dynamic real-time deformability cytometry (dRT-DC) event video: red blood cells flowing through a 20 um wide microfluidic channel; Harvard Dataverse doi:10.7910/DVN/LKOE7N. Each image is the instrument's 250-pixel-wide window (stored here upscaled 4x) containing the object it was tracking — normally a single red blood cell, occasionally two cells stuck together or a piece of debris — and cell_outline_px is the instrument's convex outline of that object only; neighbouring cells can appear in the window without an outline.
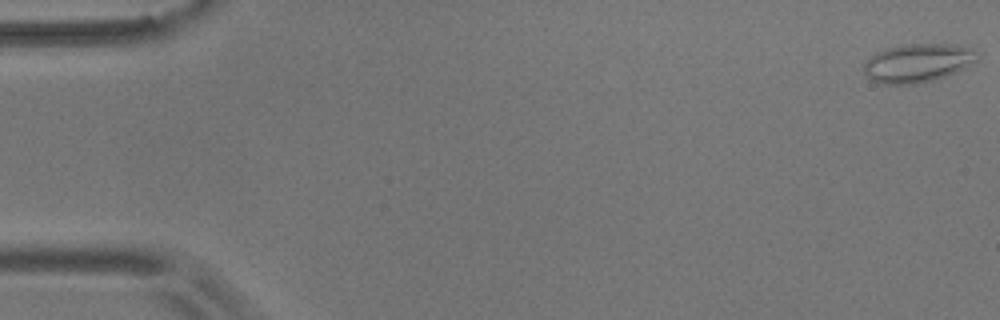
{"species": "common noctule bat (a hibernating species)", "species_latin": "Nyctalus noctula", "temperature_condition": "room temperature", "stored_images_in_passage": 12, "camera_frame_rate_fps": 3000, "um_per_image_px": 0.085, "animal": {"sex": "male", "body_mass_g": 17.9}, "frame": {"image": 1, "passage_image": 1, "time_ms": 0.0, "image_size_px": [1000, 320], "cell_outline_px": [[980, 52], [976, 60], [964, 68], [956, 72], [932, 80], [916, 84], [884, 84], [872, 80], [864, 72], [864, 64], [876, 52], [884, 48], [904, 44], [956, 44], [972, 48]], "centroid_in_image_um": [78.03, 5.33], "position_along_channel_um": 7.0, "area_um2": 25.49}}